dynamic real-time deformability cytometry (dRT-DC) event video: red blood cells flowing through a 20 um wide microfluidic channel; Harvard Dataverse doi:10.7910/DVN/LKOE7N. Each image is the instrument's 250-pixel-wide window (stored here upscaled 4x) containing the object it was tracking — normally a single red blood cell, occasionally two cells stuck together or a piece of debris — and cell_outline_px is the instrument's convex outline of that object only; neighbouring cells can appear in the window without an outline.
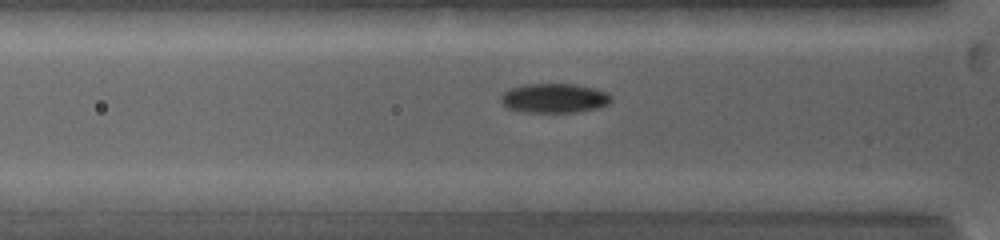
{"species": "common noctule bat (a hibernating species)", "species_latin": "Nyctalus noctula", "temperature_condition": "warm", "stored_images_in_passage": 53, "camera_frame_rate_fps": 5000, "um_per_image_px": 0.085, "animal": {"sex": "female", "body_mass_g": 19.0, "forearm_length_mm": 53.3}, "frame": {"image": 1, "passage_image": 10, "time_ms": 3.0, "image_size_px": [1000, 240], "cell_outline_px": [[612, 100], [608, 104], [596, 108], [576, 112], [520, 112], [508, 108], [500, 100], [500, 96], [504, 92], [512, 88], [524, 84], [576, 84], [596, 88], [608, 92], [612, 96]], "centroid_in_image_um": [47.14, 8.34], "position_along_channel_um": 78.7, "area_um2": 19.02}}
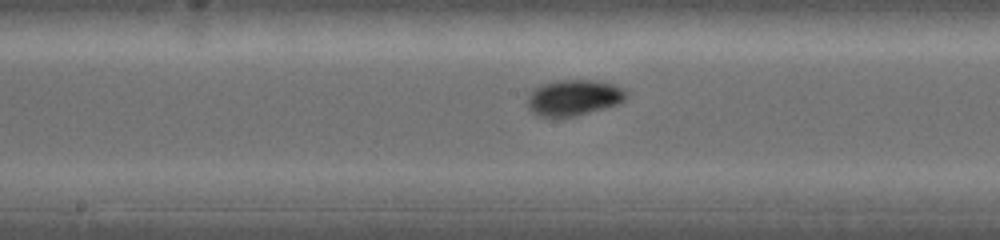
{"frame": {"image": 2, "passage_image": 25, "time_ms": 6.0, "image_size_px": [1000, 240], "cell_outline_px": [[628, 96], [620, 104], [576, 116], [536, 116], [528, 108], [528, 96], [536, 88], [544, 84], [556, 80], [592, 80], [612, 84], [624, 88], [628, 92]], "centroid_in_image_um": [48.82, 8.3], "position_along_channel_um": 199.4, "area_um2": 20.63}}
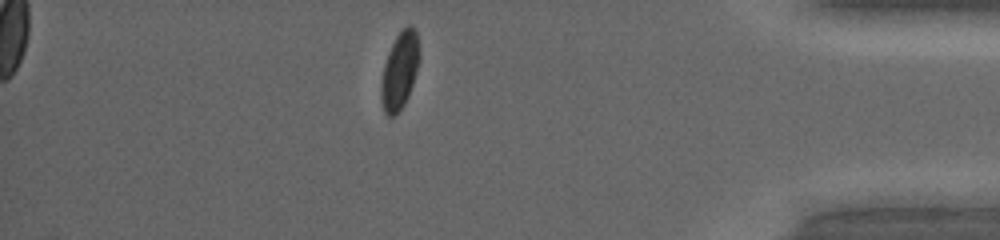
{"frame": {"image": 3, "passage_image": 48, "time_ms": 12.0, "image_size_px": [1000, 240], "cell_outline_px": [[420, 60], [408, 96], [404, 104], [392, 116], [388, 116], [384, 112], [380, 96], [380, 84], [384, 64], [388, 52], [396, 36], [408, 24], [412, 24], [416, 32], [420, 56]], "centroid_in_image_um": [33.96, 5.98], "position_along_channel_um": 401.2, "area_um2": 17.11}, "authors_computed_cell_mechanics": {"area_um2": 19.074, "velocity_mm_per_s": 4.0246, "shape_relaxation_time_tau1_ms": 2.4913, "shape_relaxation_time_tau2_ms": null, "deformation_change_tau1": 0.1346, "deformation_change_tau2": null}}